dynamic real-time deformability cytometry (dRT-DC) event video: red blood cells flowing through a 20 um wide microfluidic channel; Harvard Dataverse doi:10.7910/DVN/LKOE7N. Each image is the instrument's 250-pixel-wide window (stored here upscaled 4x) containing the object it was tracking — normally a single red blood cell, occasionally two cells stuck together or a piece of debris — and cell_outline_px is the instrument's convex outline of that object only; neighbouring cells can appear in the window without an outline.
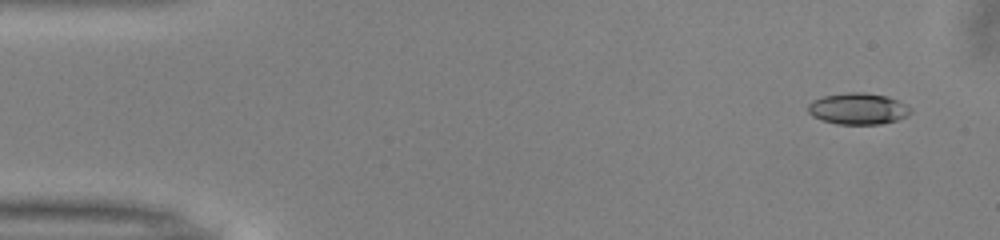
{"species": "common noctule bat (a hibernating species)", "species_latin": "Nyctalus noctula", "temperature_condition": "warm", "stored_images_in_passage": 49, "camera_frame_rate_fps": 3000, "um_per_image_px": 0.085, "animal": {"sex": "male", "body_mass_g": 13.0, "forearm_length_mm": 53.1}, "frame": {"image": 1, "passage_image": 1, "time_ms": 0.0, "image_size_px": [1000, 240], "cell_outline_px": [[912, 112], [908, 116], [896, 120], [880, 124], [836, 124], [820, 120], [812, 116], [808, 112], [808, 104], [812, 100], [824, 96], [848, 92], [860, 92], [888, 96], [912, 108]], "centroid_in_image_um": [72.92, 9.25], "position_along_channel_um": 12.1, "area_um2": 18.84}}
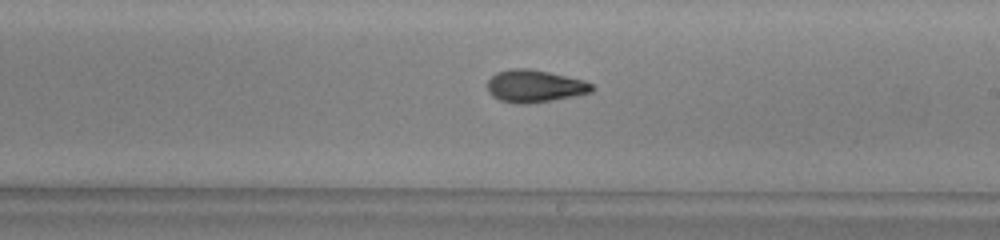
{"frame": {"image": 2, "passage_image": 27, "time_ms": 8.667, "image_size_px": [1000, 240], "cell_outline_px": [[596, 88], [592, 92], [576, 96], [528, 104], [520, 104], [500, 100], [492, 96], [488, 92], [488, 80], [496, 72], [512, 68], [528, 68], [548, 72], [584, 80], [592, 84]], "centroid_in_image_um": [45.46, 7.32], "position_along_channel_um": 243.5, "area_um2": 19.83}}
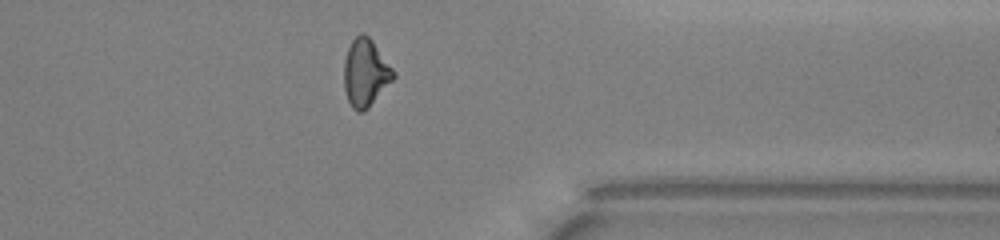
{"frame": {"image": 3, "passage_image": 38, "time_ms": 12.333, "image_size_px": [1000, 240], "cell_outline_px": [[396, 76], [368, 108], [364, 112], [356, 112], [352, 108], [348, 100], [344, 88], [344, 60], [348, 48], [352, 40], [360, 32], [364, 32], [372, 40], [396, 72]], "centroid_in_image_um": [31.07, 6.19], "position_along_channel_um": 380.3, "area_um2": 19.54}, "authors_computed_cell_mechanics": {"area_um2": 19.1896, "velocity_mm_per_s": 4.0377, "shape_relaxation_time_tau1_ms": 3.6807, "shape_relaxation_time_tau2_ms": 2.38, "deformation_change_tau1": 0.1567, "deformation_change_tau2": 0.0972}}